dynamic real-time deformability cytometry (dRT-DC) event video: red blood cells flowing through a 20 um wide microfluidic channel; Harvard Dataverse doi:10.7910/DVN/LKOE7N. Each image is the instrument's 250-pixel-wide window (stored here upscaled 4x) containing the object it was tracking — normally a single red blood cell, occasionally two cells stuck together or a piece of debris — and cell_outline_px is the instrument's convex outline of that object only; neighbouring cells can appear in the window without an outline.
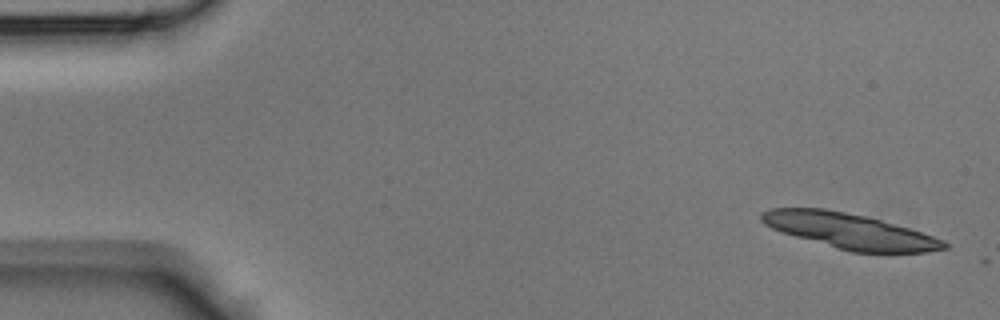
{"species": "Egyptian fruit bat (a non-hibernating species)", "species_latin": "Rousettus aegyptiacus", "temperature_condition": "room temperature", "stored_images_in_passage": 3, "camera_frame_rate_fps": 3000, "um_per_image_px": 0.085, "animal": {"sex": "male"}, "frame": {"image": 1, "passage_image": 2, "time_ms": 0.333, "image_size_px": [1000, 320], "cell_outline_px": [[948, 248], [928, 252], [852, 252], [836, 248], [796, 236], [772, 228], [764, 224], [760, 220], [760, 212], [768, 208], [824, 208], [864, 216], [880, 220], [908, 228], [944, 240], [948, 244]], "centroid_in_image_um": [72.19, 19.63], "position_along_channel_um": 12.8, "area_um2": 37.11}}